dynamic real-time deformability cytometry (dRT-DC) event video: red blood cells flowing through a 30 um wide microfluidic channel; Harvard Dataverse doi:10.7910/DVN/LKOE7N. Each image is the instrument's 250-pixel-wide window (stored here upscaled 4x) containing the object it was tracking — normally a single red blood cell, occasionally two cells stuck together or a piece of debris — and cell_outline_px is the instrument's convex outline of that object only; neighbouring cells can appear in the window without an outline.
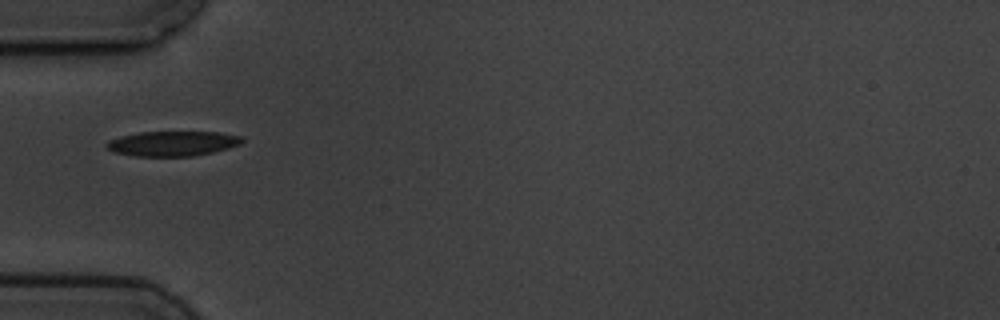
{"species": "common noctule bat (a hibernating species)", "species_latin": "Nyctalus noctula", "temperature_condition": "cold", "stored_images_in_passage": 3, "camera_frame_rate_fps": 3000, "um_per_image_px": 0.085, "animal": {"sex": "male", "body_mass_g": 19.5, "forearm_length_mm": 54.6}, "frame": {"image": 1, "passage_image": 1, "time_ms": 0.0, "image_size_px": [1000, 320], "cell_outline_px": [[244, 140], [240, 144], [228, 148], [212, 152], [192, 156], [136, 156], [112, 152], [104, 144], [108, 140], [120, 136], [140, 132], [220, 132], [240, 136]], "centroid_in_image_um": [14.63, 12.2], "position_along_channel_um": 70.4, "area_um2": 19.65}}
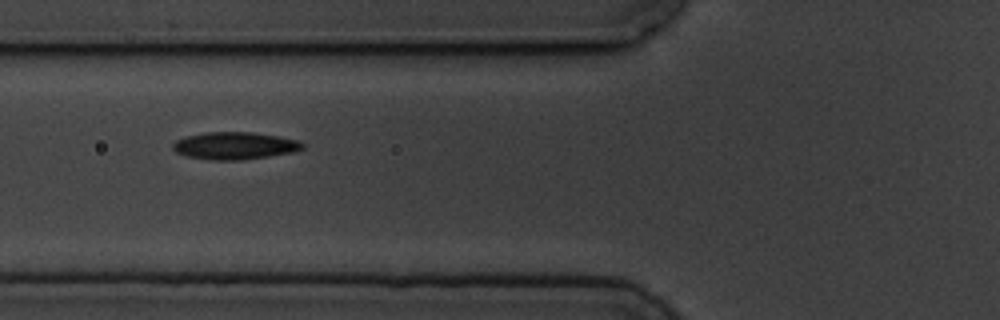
{"frame": {"image": 2, "passage_image": 2, "time_ms": 1.0, "image_size_px": [1000, 320], "cell_outline_px": [[304, 148], [292, 152], [268, 156], [240, 160], [212, 160], [184, 156], [176, 152], [172, 148], [172, 144], [176, 140], [184, 136], [204, 132], [252, 132], [280, 136], [300, 140], [304, 144]], "centroid_in_image_um": [19.93, 12.38], "position_along_channel_um": 105.9, "area_um2": 20.87}}
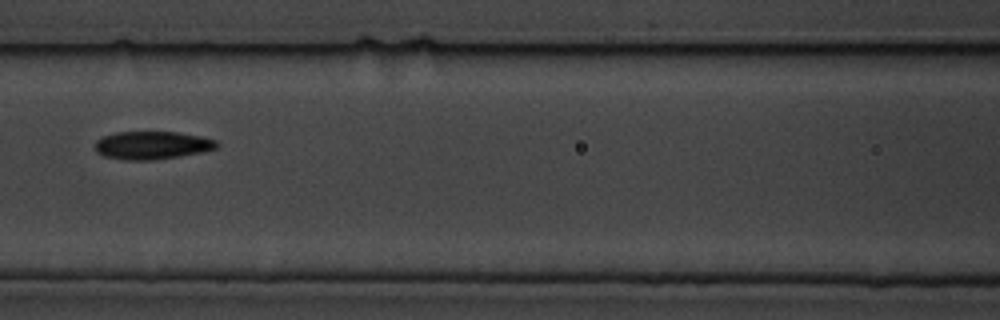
{"frame": {"image": 3, "passage_image": 3, "time_ms": 2.333, "image_size_px": [1000, 320], "cell_outline_px": [[220, 144], [216, 148], [200, 152], [152, 160], [124, 160], [104, 156], [96, 152], [96, 140], [104, 136], [116, 132], [176, 132], [200, 136], [216, 140]], "centroid_in_image_um": [12.91, 12.34], "position_along_channel_um": 153.7, "area_um2": 19.65}}